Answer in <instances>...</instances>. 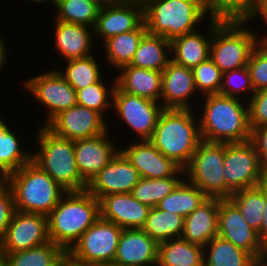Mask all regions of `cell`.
Here are the masks:
<instances>
[{
    "mask_svg": "<svg viewBox=\"0 0 267 266\" xmlns=\"http://www.w3.org/2000/svg\"><path fill=\"white\" fill-rule=\"evenodd\" d=\"M122 228L99 217L68 251L75 258L98 266L114 262Z\"/></svg>",
    "mask_w": 267,
    "mask_h": 266,
    "instance_id": "cell-12",
    "label": "cell"
},
{
    "mask_svg": "<svg viewBox=\"0 0 267 266\" xmlns=\"http://www.w3.org/2000/svg\"><path fill=\"white\" fill-rule=\"evenodd\" d=\"M99 217L95 196L87 190L68 191L47 215L49 241L69 251Z\"/></svg>",
    "mask_w": 267,
    "mask_h": 266,
    "instance_id": "cell-3",
    "label": "cell"
},
{
    "mask_svg": "<svg viewBox=\"0 0 267 266\" xmlns=\"http://www.w3.org/2000/svg\"><path fill=\"white\" fill-rule=\"evenodd\" d=\"M196 112L202 140L235 143L250 140L248 102L221 94L201 97Z\"/></svg>",
    "mask_w": 267,
    "mask_h": 266,
    "instance_id": "cell-1",
    "label": "cell"
},
{
    "mask_svg": "<svg viewBox=\"0 0 267 266\" xmlns=\"http://www.w3.org/2000/svg\"><path fill=\"white\" fill-rule=\"evenodd\" d=\"M53 40L56 53L63 61L86 58L93 55L94 28L52 19Z\"/></svg>",
    "mask_w": 267,
    "mask_h": 266,
    "instance_id": "cell-22",
    "label": "cell"
},
{
    "mask_svg": "<svg viewBox=\"0 0 267 266\" xmlns=\"http://www.w3.org/2000/svg\"><path fill=\"white\" fill-rule=\"evenodd\" d=\"M14 130L0 116V175L4 179L31 161L32 150L26 149Z\"/></svg>",
    "mask_w": 267,
    "mask_h": 266,
    "instance_id": "cell-27",
    "label": "cell"
},
{
    "mask_svg": "<svg viewBox=\"0 0 267 266\" xmlns=\"http://www.w3.org/2000/svg\"><path fill=\"white\" fill-rule=\"evenodd\" d=\"M184 179V170L180 169L173 177L168 178H140L131 194L140 203L156 207L157 204Z\"/></svg>",
    "mask_w": 267,
    "mask_h": 266,
    "instance_id": "cell-38",
    "label": "cell"
},
{
    "mask_svg": "<svg viewBox=\"0 0 267 266\" xmlns=\"http://www.w3.org/2000/svg\"><path fill=\"white\" fill-rule=\"evenodd\" d=\"M116 87L128 94L147 98L160 103L162 72L125 65L117 70ZM118 73V74H117Z\"/></svg>",
    "mask_w": 267,
    "mask_h": 266,
    "instance_id": "cell-25",
    "label": "cell"
},
{
    "mask_svg": "<svg viewBox=\"0 0 267 266\" xmlns=\"http://www.w3.org/2000/svg\"><path fill=\"white\" fill-rule=\"evenodd\" d=\"M224 143L202 140L184 169V178L208 198L225 199Z\"/></svg>",
    "mask_w": 267,
    "mask_h": 266,
    "instance_id": "cell-8",
    "label": "cell"
},
{
    "mask_svg": "<svg viewBox=\"0 0 267 266\" xmlns=\"http://www.w3.org/2000/svg\"><path fill=\"white\" fill-rule=\"evenodd\" d=\"M49 242L47 216L15 210L0 244L4 253L28 250Z\"/></svg>",
    "mask_w": 267,
    "mask_h": 266,
    "instance_id": "cell-15",
    "label": "cell"
},
{
    "mask_svg": "<svg viewBox=\"0 0 267 266\" xmlns=\"http://www.w3.org/2000/svg\"><path fill=\"white\" fill-rule=\"evenodd\" d=\"M203 13L221 22L252 21L259 3L256 0H200ZM209 15V16H208Z\"/></svg>",
    "mask_w": 267,
    "mask_h": 266,
    "instance_id": "cell-32",
    "label": "cell"
},
{
    "mask_svg": "<svg viewBox=\"0 0 267 266\" xmlns=\"http://www.w3.org/2000/svg\"><path fill=\"white\" fill-rule=\"evenodd\" d=\"M170 60V41L147 32L142 37L129 65L162 72Z\"/></svg>",
    "mask_w": 267,
    "mask_h": 266,
    "instance_id": "cell-31",
    "label": "cell"
},
{
    "mask_svg": "<svg viewBox=\"0 0 267 266\" xmlns=\"http://www.w3.org/2000/svg\"><path fill=\"white\" fill-rule=\"evenodd\" d=\"M112 108L117 123L127 126L131 137L135 136L134 140H149L152 137L164 109L157 101L128 94L117 87L113 93Z\"/></svg>",
    "mask_w": 267,
    "mask_h": 266,
    "instance_id": "cell-10",
    "label": "cell"
},
{
    "mask_svg": "<svg viewBox=\"0 0 267 266\" xmlns=\"http://www.w3.org/2000/svg\"><path fill=\"white\" fill-rule=\"evenodd\" d=\"M247 67L255 91L267 88V43L260 41L250 54Z\"/></svg>",
    "mask_w": 267,
    "mask_h": 266,
    "instance_id": "cell-43",
    "label": "cell"
},
{
    "mask_svg": "<svg viewBox=\"0 0 267 266\" xmlns=\"http://www.w3.org/2000/svg\"><path fill=\"white\" fill-rule=\"evenodd\" d=\"M125 143L126 145L120 144V151L138 170L141 178L173 177L181 169L149 140H131Z\"/></svg>",
    "mask_w": 267,
    "mask_h": 266,
    "instance_id": "cell-20",
    "label": "cell"
},
{
    "mask_svg": "<svg viewBox=\"0 0 267 266\" xmlns=\"http://www.w3.org/2000/svg\"><path fill=\"white\" fill-rule=\"evenodd\" d=\"M257 19H259V20L262 19L261 21L263 22V27H265V29H266V27H267V0H263L259 3L258 12L251 22L252 23L256 22ZM263 31L264 32L266 31V33H264L262 35L261 32H259L260 33L259 38L261 41L265 42L267 40V29L263 30V28H262V32Z\"/></svg>",
    "mask_w": 267,
    "mask_h": 266,
    "instance_id": "cell-47",
    "label": "cell"
},
{
    "mask_svg": "<svg viewBox=\"0 0 267 266\" xmlns=\"http://www.w3.org/2000/svg\"><path fill=\"white\" fill-rule=\"evenodd\" d=\"M264 201H265V210H264V218L262 222V227L258 232L259 238L264 246L267 248V180L264 181Z\"/></svg>",
    "mask_w": 267,
    "mask_h": 266,
    "instance_id": "cell-49",
    "label": "cell"
},
{
    "mask_svg": "<svg viewBox=\"0 0 267 266\" xmlns=\"http://www.w3.org/2000/svg\"><path fill=\"white\" fill-rule=\"evenodd\" d=\"M225 199L232 193L266 181L258 153L250 140L224 143Z\"/></svg>",
    "mask_w": 267,
    "mask_h": 266,
    "instance_id": "cell-9",
    "label": "cell"
},
{
    "mask_svg": "<svg viewBox=\"0 0 267 266\" xmlns=\"http://www.w3.org/2000/svg\"><path fill=\"white\" fill-rule=\"evenodd\" d=\"M149 141L184 170L202 141L196 110L163 109Z\"/></svg>",
    "mask_w": 267,
    "mask_h": 266,
    "instance_id": "cell-2",
    "label": "cell"
},
{
    "mask_svg": "<svg viewBox=\"0 0 267 266\" xmlns=\"http://www.w3.org/2000/svg\"><path fill=\"white\" fill-rule=\"evenodd\" d=\"M250 141L254 145L267 179V126L250 129Z\"/></svg>",
    "mask_w": 267,
    "mask_h": 266,
    "instance_id": "cell-46",
    "label": "cell"
},
{
    "mask_svg": "<svg viewBox=\"0 0 267 266\" xmlns=\"http://www.w3.org/2000/svg\"><path fill=\"white\" fill-rule=\"evenodd\" d=\"M31 1L33 4L38 5L40 4H44L46 3V5H52L54 8L56 6L57 0H29ZM37 3V4H36Z\"/></svg>",
    "mask_w": 267,
    "mask_h": 266,
    "instance_id": "cell-51",
    "label": "cell"
},
{
    "mask_svg": "<svg viewBox=\"0 0 267 266\" xmlns=\"http://www.w3.org/2000/svg\"><path fill=\"white\" fill-rule=\"evenodd\" d=\"M144 22L142 0H105L94 27V39L108 38L137 29ZM98 38V39H97Z\"/></svg>",
    "mask_w": 267,
    "mask_h": 266,
    "instance_id": "cell-13",
    "label": "cell"
},
{
    "mask_svg": "<svg viewBox=\"0 0 267 266\" xmlns=\"http://www.w3.org/2000/svg\"><path fill=\"white\" fill-rule=\"evenodd\" d=\"M15 210L48 215L67 192L32 161L9 174Z\"/></svg>",
    "mask_w": 267,
    "mask_h": 266,
    "instance_id": "cell-6",
    "label": "cell"
},
{
    "mask_svg": "<svg viewBox=\"0 0 267 266\" xmlns=\"http://www.w3.org/2000/svg\"><path fill=\"white\" fill-rule=\"evenodd\" d=\"M217 236L247 251L261 264H267V248L261 242L258 232L245 222L229 199H220Z\"/></svg>",
    "mask_w": 267,
    "mask_h": 266,
    "instance_id": "cell-14",
    "label": "cell"
},
{
    "mask_svg": "<svg viewBox=\"0 0 267 266\" xmlns=\"http://www.w3.org/2000/svg\"><path fill=\"white\" fill-rule=\"evenodd\" d=\"M203 247L183 238L159 243L157 266H203Z\"/></svg>",
    "mask_w": 267,
    "mask_h": 266,
    "instance_id": "cell-30",
    "label": "cell"
},
{
    "mask_svg": "<svg viewBox=\"0 0 267 266\" xmlns=\"http://www.w3.org/2000/svg\"><path fill=\"white\" fill-rule=\"evenodd\" d=\"M37 142L31 161L68 191H84L87 183L81 178L74 151V141L55 135L46 126H36Z\"/></svg>",
    "mask_w": 267,
    "mask_h": 266,
    "instance_id": "cell-4",
    "label": "cell"
},
{
    "mask_svg": "<svg viewBox=\"0 0 267 266\" xmlns=\"http://www.w3.org/2000/svg\"><path fill=\"white\" fill-rule=\"evenodd\" d=\"M105 0H57L54 19L94 28Z\"/></svg>",
    "mask_w": 267,
    "mask_h": 266,
    "instance_id": "cell-35",
    "label": "cell"
},
{
    "mask_svg": "<svg viewBox=\"0 0 267 266\" xmlns=\"http://www.w3.org/2000/svg\"><path fill=\"white\" fill-rule=\"evenodd\" d=\"M65 250L49 241L28 250L5 254V266H58Z\"/></svg>",
    "mask_w": 267,
    "mask_h": 266,
    "instance_id": "cell-39",
    "label": "cell"
},
{
    "mask_svg": "<svg viewBox=\"0 0 267 266\" xmlns=\"http://www.w3.org/2000/svg\"><path fill=\"white\" fill-rule=\"evenodd\" d=\"M58 266H98L75 258L70 252L65 251L61 256Z\"/></svg>",
    "mask_w": 267,
    "mask_h": 266,
    "instance_id": "cell-48",
    "label": "cell"
},
{
    "mask_svg": "<svg viewBox=\"0 0 267 266\" xmlns=\"http://www.w3.org/2000/svg\"><path fill=\"white\" fill-rule=\"evenodd\" d=\"M208 23L209 24L204 23V25H208L207 30L203 28L201 31L199 28L198 30L176 37L170 41L172 61L189 69H193L209 58L212 40V19H209Z\"/></svg>",
    "mask_w": 267,
    "mask_h": 266,
    "instance_id": "cell-24",
    "label": "cell"
},
{
    "mask_svg": "<svg viewBox=\"0 0 267 266\" xmlns=\"http://www.w3.org/2000/svg\"><path fill=\"white\" fill-rule=\"evenodd\" d=\"M0 266H5V254L0 244Z\"/></svg>",
    "mask_w": 267,
    "mask_h": 266,
    "instance_id": "cell-52",
    "label": "cell"
},
{
    "mask_svg": "<svg viewBox=\"0 0 267 266\" xmlns=\"http://www.w3.org/2000/svg\"><path fill=\"white\" fill-rule=\"evenodd\" d=\"M240 211L245 222L256 232L264 218V182L259 186L236 191L228 198Z\"/></svg>",
    "mask_w": 267,
    "mask_h": 266,
    "instance_id": "cell-34",
    "label": "cell"
},
{
    "mask_svg": "<svg viewBox=\"0 0 267 266\" xmlns=\"http://www.w3.org/2000/svg\"><path fill=\"white\" fill-rule=\"evenodd\" d=\"M249 24L252 22L212 19L209 57L222 73L247 66L251 52L261 41L259 30L249 29Z\"/></svg>",
    "mask_w": 267,
    "mask_h": 266,
    "instance_id": "cell-7",
    "label": "cell"
},
{
    "mask_svg": "<svg viewBox=\"0 0 267 266\" xmlns=\"http://www.w3.org/2000/svg\"><path fill=\"white\" fill-rule=\"evenodd\" d=\"M150 209L135 199L131 193L109 194L99 199L100 217L122 229H142Z\"/></svg>",
    "mask_w": 267,
    "mask_h": 266,
    "instance_id": "cell-21",
    "label": "cell"
},
{
    "mask_svg": "<svg viewBox=\"0 0 267 266\" xmlns=\"http://www.w3.org/2000/svg\"><path fill=\"white\" fill-rule=\"evenodd\" d=\"M3 34L0 32V71H3V67H5L8 61L7 57H10L9 54L12 51V48H9V44L5 41L6 37L2 36ZM3 37V38H2Z\"/></svg>",
    "mask_w": 267,
    "mask_h": 266,
    "instance_id": "cell-50",
    "label": "cell"
},
{
    "mask_svg": "<svg viewBox=\"0 0 267 266\" xmlns=\"http://www.w3.org/2000/svg\"><path fill=\"white\" fill-rule=\"evenodd\" d=\"M159 244L143 229H123L114 263L135 266H157Z\"/></svg>",
    "mask_w": 267,
    "mask_h": 266,
    "instance_id": "cell-23",
    "label": "cell"
},
{
    "mask_svg": "<svg viewBox=\"0 0 267 266\" xmlns=\"http://www.w3.org/2000/svg\"><path fill=\"white\" fill-rule=\"evenodd\" d=\"M100 113L75 105L68 110L60 112L46 127L55 135L71 141L92 138L105 133L109 124Z\"/></svg>",
    "mask_w": 267,
    "mask_h": 266,
    "instance_id": "cell-16",
    "label": "cell"
},
{
    "mask_svg": "<svg viewBox=\"0 0 267 266\" xmlns=\"http://www.w3.org/2000/svg\"><path fill=\"white\" fill-rule=\"evenodd\" d=\"M14 212V194L10 184L3 179L0 182V240L4 237Z\"/></svg>",
    "mask_w": 267,
    "mask_h": 266,
    "instance_id": "cell-45",
    "label": "cell"
},
{
    "mask_svg": "<svg viewBox=\"0 0 267 266\" xmlns=\"http://www.w3.org/2000/svg\"><path fill=\"white\" fill-rule=\"evenodd\" d=\"M207 199L208 197L199 187L184 178L156 207L162 211L179 214L185 218Z\"/></svg>",
    "mask_w": 267,
    "mask_h": 266,
    "instance_id": "cell-33",
    "label": "cell"
},
{
    "mask_svg": "<svg viewBox=\"0 0 267 266\" xmlns=\"http://www.w3.org/2000/svg\"><path fill=\"white\" fill-rule=\"evenodd\" d=\"M203 266H261L262 264L247 251L219 236L203 247Z\"/></svg>",
    "mask_w": 267,
    "mask_h": 266,
    "instance_id": "cell-28",
    "label": "cell"
},
{
    "mask_svg": "<svg viewBox=\"0 0 267 266\" xmlns=\"http://www.w3.org/2000/svg\"><path fill=\"white\" fill-rule=\"evenodd\" d=\"M142 2L147 32L162 36L169 41L203 28V23L209 20L202 11L200 0H142Z\"/></svg>",
    "mask_w": 267,
    "mask_h": 266,
    "instance_id": "cell-5",
    "label": "cell"
},
{
    "mask_svg": "<svg viewBox=\"0 0 267 266\" xmlns=\"http://www.w3.org/2000/svg\"><path fill=\"white\" fill-rule=\"evenodd\" d=\"M219 198H208L184 218L181 238L204 247L218 234Z\"/></svg>",
    "mask_w": 267,
    "mask_h": 266,
    "instance_id": "cell-26",
    "label": "cell"
},
{
    "mask_svg": "<svg viewBox=\"0 0 267 266\" xmlns=\"http://www.w3.org/2000/svg\"><path fill=\"white\" fill-rule=\"evenodd\" d=\"M183 226L184 217L181 215L153 207L150 209L147 221L142 229L159 244L173 238H180Z\"/></svg>",
    "mask_w": 267,
    "mask_h": 266,
    "instance_id": "cell-37",
    "label": "cell"
},
{
    "mask_svg": "<svg viewBox=\"0 0 267 266\" xmlns=\"http://www.w3.org/2000/svg\"><path fill=\"white\" fill-rule=\"evenodd\" d=\"M254 92L247 66L222 74V85L219 94L241 100L246 98L245 101L248 102Z\"/></svg>",
    "mask_w": 267,
    "mask_h": 266,
    "instance_id": "cell-41",
    "label": "cell"
},
{
    "mask_svg": "<svg viewBox=\"0 0 267 266\" xmlns=\"http://www.w3.org/2000/svg\"><path fill=\"white\" fill-rule=\"evenodd\" d=\"M107 266H135V265H124V264H117V263H112V264H109Z\"/></svg>",
    "mask_w": 267,
    "mask_h": 266,
    "instance_id": "cell-53",
    "label": "cell"
},
{
    "mask_svg": "<svg viewBox=\"0 0 267 266\" xmlns=\"http://www.w3.org/2000/svg\"><path fill=\"white\" fill-rule=\"evenodd\" d=\"M4 178L0 175V182L3 180Z\"/></svg>",
    "mask_w": 267,
    "mask_h": 266,
    "instance_id": "cell-54",
    "label": "cell"
},
{
    "mask_svg": "<svg viewBox=\"0 0 267 266\" xmlns=\"http://www.w3.org/2000/svg\"><path fill=\"white\" fill-rule=\"evenodd\" d=\"M32 98L36 99L40 106L45 109V121L39 126H46L60 112L77 105L76 90L52 68L40 72L34 77L23 80L21 84ZM34 96V97H33Z\"/></svg>",
    "mask_w": 267,
    "mask_h": 266,
    "instance_id": "cell-11",
    "label": "cell"
},
{
    "mask_svg": "<svg viewBox=\"0 0 267 266\" xmlns=\"http://www.w3.org/2000/svg\"><path fill=\"white\" fill-rule=\"evenodd\" d=\"M250 129L267 126V88L254 92L248 101Z\"/></svg>",
    "mask_w": 267,
    "mask_h": 266,
    "instance_id": "cell-44",
    "label": "cell"
},
{
    "mask_svg": "<svg viewBox=\"0 0 267 266\" xmlns=\"http://www.w3.org/2000/svg\"><path fill=\"white\" fill-rule=\"evenodd\" d=\"M110 130L111 128L92 138L74 141L76 164L81 178L87 184L120 151V142L115 141L116 139L113 140L114 137L110 136L112 134Z\"/></svg>",
    "mask_w": 267,
    "mask_h": 266,
    "instance_id": "cell-18",
    "label": "cell"
},
{
    "mask_svg": "<svg viewBox=\"0 0 267 266\" xmlns=\"http://www.w3.org/2000/svg\"><path fill=\"white\" fill-rule=\"evenodd\" d=\"M110 79L111 82L105 81L107 79L102 76L96 83L76 90L77 105L92 109L107 120L105 116L109 115H106V112L112 111L113 93L116 87L115 76Z\"/></svg>",
    "mask_w": 267,
    "mask_h": 266,
    "instance_id": "cell-40",
    "label": "cell"
},
{
    "mask_svg": "<svg viewBox=\"0 0 267 266\" xmlns=\"http://www.w3.org/2000/svg\"><path fill=\"white\" fill-rule=\"evenodd\" d=\"M96 58L93 54L86 58L68 60L63 69L58 67L55 69L75 90H79L96 83L104 74H107L101 69L102 62L99 64V58Z\"/></svg>",
    "mask_w": 267,
    "mask_h": 266,
    "instance_id": "cell-36",
    "label": "cell"
},
{
    "mask_svg": "<svg viewBox=\"0 0 267 266\" xmlns=\"http://www.w3.org/2000/svg\"><path fill=\"white\" fill-rule=\"evenodd\" d=\"M195 86L202 97L219 94L222 85V72L210 57L192 69Z\"/></svg>",
    "mask_w": 267,
    "mask_h": 266,
    "instance_id": "cell-42",
    "label": "cell"
},
{
    "mask_svg": "<svg viewBox=\"0 0 267 266\" xmlns=\"http://www.w3.org/2000/svg\"><path fill=\"white\" fill-rule=\"evenodd\" d=\"M201 96L197 92L192 69L170 60L162 71L161 101L164 109L196 110ZM193 100V101H192ZM196 100V101H195Z\"/></svg>",
    "mask_w": 267,
    "mask_h": 266,
    "instance_id": "cell-17",
    "label": "cell"
},
{
    "mask_svg": "<svg viewBox=\"0 0 267 266\" xmlns=\"http://www.w3.org/2000/svg\"><path fill=\"white\" fill-rule=\"evenodd\" d=\"M147 33V28L143 22L137 29L119 35L112 36L102 44L105 52V59L108 65L114 67L116 71L121 67L131 63L142 37Z\"/></svg>",
    "mask_w": 267,
    "mask_h": 266,
    "instance_id": "cell-29",
    "label": "cell"
},
{
    "mask_svg": "<svg viewBox=\"0 0 267 266\" xmlns=\"http://www.w3.org/2000/svg\"><path fill=\"white\" fill-rule=\"evenodd\" d=\"M140 178L138 170L119 151L113 160L91 179L86 190L98 200L104 195L131 193Z\"/></svg>",
    "mask_w": 267,
    "mask_h": 266,
    "instance_id": "cell-19",
    "label": "cell"
}]
</instances>
